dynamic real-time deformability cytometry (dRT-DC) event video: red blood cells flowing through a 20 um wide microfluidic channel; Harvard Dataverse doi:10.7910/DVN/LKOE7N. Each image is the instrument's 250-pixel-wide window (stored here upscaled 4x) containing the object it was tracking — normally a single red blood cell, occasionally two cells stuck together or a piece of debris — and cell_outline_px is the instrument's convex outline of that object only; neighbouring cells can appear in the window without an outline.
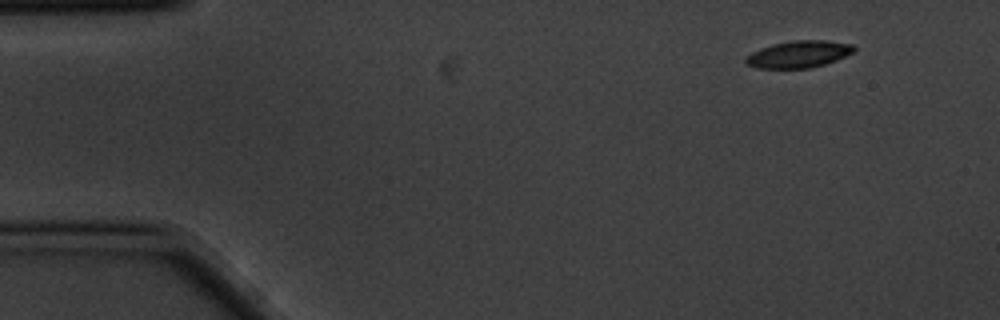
{"species": "common noctule bat (a hibernating species)", "species_latin": "Nyctalus noctula", "temperature_condition": "cold", "stored_images_in_passage": 4, "camera_frame_rate_fps": 3000, "um_per_image_px": 0.085, "animal": {"sex": "male", "body_mass_g": 20.1, "forearm_length_mm": 53.5}, "frame": {"image": 1, "passage_image": 1, "time_ms": 0.0, "image_size_px": [1000, 320], "cell_outline_px": [[856, 48], [852, 52], [836, 60], [824, 64], [808, 68], [756, 68], [748, 64], [744, 60], [752, 52], [760, 48], [772, 44], [792, 40], [824, 40], [852, 44]], "centroid_in_image_um": [67.88, 4.6], "position_along_channel_um": 17.1, "area_um2": 16.82}}
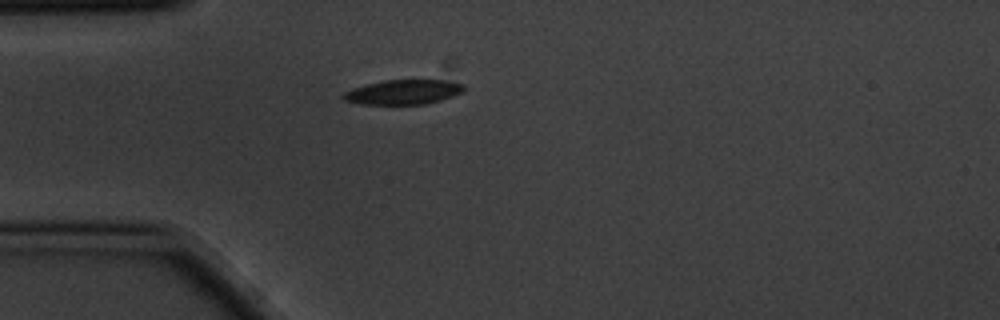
{"frame": {"image": 2, "passage_image": 3, "time_ms": 0.667, "image_size_px": [1000, 320], "cell_outline_px": [[468, 88], [464, 92], [440, 100], [424, 104], [360, 104], [344, 100], [340, 96], [344, 92], [352, 88], [364, 84], [384, 80], [444, 80], [464, 84]], "centroid_in_image_um": [34.28, 7.82], "position_along_channel_um": 50.7, "area_um2": 17.51}}